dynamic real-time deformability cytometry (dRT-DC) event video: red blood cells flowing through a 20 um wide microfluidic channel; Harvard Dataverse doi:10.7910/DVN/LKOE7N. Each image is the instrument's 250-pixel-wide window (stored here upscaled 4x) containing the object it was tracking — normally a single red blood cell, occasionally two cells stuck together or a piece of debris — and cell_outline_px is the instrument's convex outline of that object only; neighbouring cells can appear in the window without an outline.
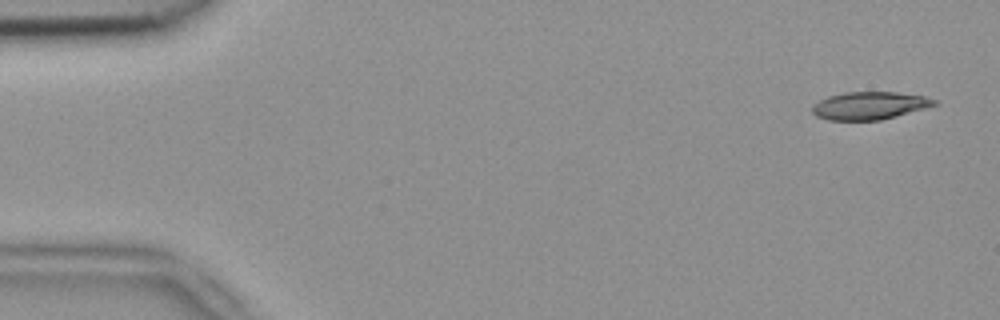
{"species": "common noctule bat (a hibernating species)", "species_latin": "Nyctalus noctula", "temperature_condition": "room temperature", "stored_images_in_passage": 4, "camera_frame_rate_fps": 3000, "um_per_image_px": 0.085, "animal": {"sex": "female", "body_mass_g": 18.4}, "frame": {"image": 1, "passage_image": 1, "time_ms": 0.0, "image_size_px": [1000, 320], "cell_outline_px": [[940, 104], [896, 116], [880, 120], [828, 120], [816, 116], [812, 112], [812, 108], [820, 100], [828, 96], [844, 92], [896, 92], [924, 96], [936, 100]], "centroid_in_image_um": [73.93, 8.97], "position_along_channel_um": 11.1, "area_um2": 19.65}}